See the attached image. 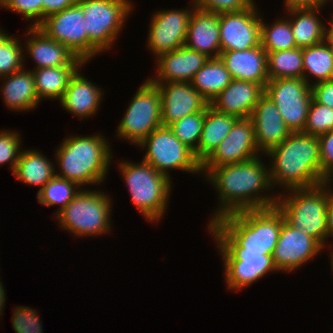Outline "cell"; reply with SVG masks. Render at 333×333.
Listing matches in <instances>:
<instances>
[{
    "label": "cell",
    "instance_id": "obj_26",
    "mask_svg": "<svg viewBox=\"0 0 333 333\" xmlns=\"http://www.w3.org/2000/svg\"><path fill=\"white\" fill-rule=\"evenodd\" d=\"M3 79L0 92L3 101L8 109L15 112L32 110L40 103L35 90V79L32 71L21 70L12 73L9 76L1 77Z\"/></svg>",
    "mask_w": 333,
    "mask_h": 333
},
{
    "label": "cell",
    "instance_id": "obj_48",
    "mask_svg": "<svg viewBox=\"0 0 333 333\" xmlns=\"http://www.w3.org/2000/svg\"><path fill=\"white\" fill-rule=\"evenodd\" d=\"M3 283H1V280H0V315L2 316L3 314V310L5 308V302H6V292L4 290V287L2 285Z\"/></svg>",
    "mask_w": 333,
    "mask_h": 333
},
{
    "label": "cell",
    "instance_id": "obj_44",
    "mask_svg": "<svg viewBox=\"0 0 333 333\" xmlns=\"http://www.w3.org/2000/svg\"><path fill=\"white\" fill-rule=\"evenodd\" d=\"M311 92L315 102L333 109V79L312 85Z\"/></svg>",
    "mask_w": 333,
    "mask_h": 333
},
{
    "label": "cell",
    "instance_id": "obj_51",
    "mask_svg": "<svg viewBox=\"0 0 333 333\" xmlns=\"http://www.w3.org/2000/svg\"><path fill=\"white\" fill-rule=\"evenodd\" d=\"M10 34L3 32L0 28V47L11 37Z\"/></svg>",
    "mask_w": 333,
    "mask_h": 333
},
{
    "label": "cell",
    "instance_id": "obj_9",
    "mask_svg": "<svg viewBox=\"0 0 333 333\" xmlns=\"http://www.w3.org/2000/svg\"><path fill=\"white\" fill-rule=\"evenodd\" d=\"M116 135L136 147L161 124L162 98L158 87L147 79L133 95Z\"/></svg>",
    "mask_w": 333,
    "mask_h": 333
},
{
    "label": "cell",
    "instance_id": "obj_32",
    "mask_svg": "<svg viewBox=\"0 0 333 333\" xmlns=\"http://www.w3.org/2000/svg\"><path fill=\"white\" fill-rule=\"evenodd\" d=\"M232 77L220 57L209 58L200 68L191 84L208 101L211 102L231 82Z\"/></svg>",
    "mask_w": 333,
    "mask_h": 333
},
{
    "label": "cell",
    "instance_id": "obj_46",
    "mask_svg": "<svg viewBox=\"0 0 333 333\" xmlns=\"http://www.w3.org/2000/svg\"><path fill=\"white\" fill-rule=\"evenodd\" d=\"M328 238L333 237V191L328 194L327 204Z\"/></svg>",
    "mask_w": 333,
    "mask_h": 333
},
{
    "label": "cell",
    "instance_id": "obj_4",
    "mask_svg": "<svg viewBox=\"0 0 333 333\" xmlns=\"http://www.w3.org/2000/svg\"><path fill=\"white\" fill-rule=\"evenodd\" d=\"M92 135V136H91ZM74 135L64 138L56 148L59 171L56 176L67 179L79 186L103 183L110 168L112 150L105 136L91 134Z\"/></svg>",
    "mask_w": 333,
    "mask_h": 333
},
{
    "label": "cell",
    "instance_id": "obj_52",
    "mask_svg": "<svg viewBox=\"0 0 333 333\" xmlns=\"http://www.w3.org/2000/svg\"><path fill=\"white\" fill-rule=\"evenodd\" d=\"M332 180H333V170L327 175L324 183L330 188L331 187V183L333 182Z\"/></svg>",
    "mask_w": 333,
    "mask_h": 333
},
{
    "label": "cell",
    "instance_id": "obj_22",
    "mask_svg": "<svg viewBox=\"0 0 333 333\" xmlns=\"http://www.w3.org/2000/svg\"><path fill=\"white\" fill-rule=\"evenodd\" d=\"M27 39L23 45V54H28L34 60L35 67L82 66L84 63L76 57L66 46L49 38L38 27H29Z\"/></svg>",
    "mask_w": 333,
    "mask_h": 333
},
{
    "label": "cell",
    "instance_id": "obj_12",
    "mask_svg": "<svg viewBox=\"0 0 333 333\" xmlns=\"http://www.w3.org/2000/svg\"><path fill=\"white\" fill-rule=\"evenodd\" d=\"M224 262V281L231 291L245 289L264 275L277 272L272 255L243 252V248H218Z\"/></svg>",
    "mask_w": 333,
    "mask_h": 333
},
{
    "label": "cell",
    "instance_id": "obj_47",
    "mask_svg": "<svg viewBox=\"0 0 333 333\" xmlns=\"http://www.w3.org/2000/svg\"><path fill=\"white\" fill-rule=\"evenodd\" d=\"M329 0H303V7H320L324 8Z\"/></svg>",
    "mask_w": 333,
    "mask_h": 333
},
{
    "label": "cell",
    "instance_id": "obj_34",
    "mask_svg": "<svg viewBox=\"0 0 333 333\" xmlns=\"http://www.w3.org/2000/svg\"><path fill=\"white\" fill-rule=\"evenodd\" d=\"M261 46L266 52L297 48L288 17L277 19L270 26L262 18Z\"/></svg>",
    "mask_w": 333,
    "mask_h": 333
},
{
    "label": "cell",
    "instance_id": "obj_39",
    "mask_svg": "<svg viewBox=\"0 0 333 333\" xmlns=\"http://www.w3.org/2000/svg\"><path fill=\"white\" fill-rule=\"evenodd\" d=\"M21 143V135L18 131H0V166L9 163L11 171L14 172L22 151Z\"/></svg>",
    "mask_w": 333,
    "mask_h": 333
},
{
    "label": "cell",
    "instance_id": "obj_6",
    "mask_svg": "<svg viewBox=\"0 0 333 333\" xmlns=\"http://www.w3.org/2000/svg\"><path fill=\"white\" fill-rule=\"evenodd\" d=\"M136 209L145 220L157 223L163 218L172 189V178L157 171L152 165L123 161L118 163Z\"/></svg>",
    "mask_w": 333,
    "mask_h": 333
},
{
    "label": "cell",
    "instance_id": "obj_19",
    "mask_svg": "<svg viewBox=\"0 0 333 333\" xmlns=\"http://www.w3.org/2000/svg\"><path fill=\"white\" fill-rule=\"evenodd\" d=\"M251 119L256 145L261 154L265 155L270 149L280 145L292 133L276 104L265 93L254 107Z\"/></svg>",
    "mask_w": 333,
    "mask_h": 333
},
{
    "label": "cell",
    "instance_id": "obj_16",
    "mask_svg": "<svg viewBox=\"0 0 333 333\" xmlns=\"http://www.w3.org/2000/svg\"><path fill=\"white\" fill-rule=\"evenodd\" d=\"M182 10H161L151 16L147 46L153 55H160L178 49L185 44L190 17L196 8Z\"/></svg>",
    "mask_w": 333,
    "mask_h": 333
},
{
    "label": "cell",
    "instance_id": "obj_41",
    "mask_svg": "<svg viewBox=\"0 0 333 333\" xmlns=\"http://www.w3.org/2000/svg\"><path fill=\"white\" fill-rule=\"evenodd\" d=\"M42 6V0H2L1 5L2 8L24 16L26 21L34 18L29 27H38L42 23Z\"/></svg>",
    "mask_w": 333,
    "mask_h": 333
},
{
    "label": "cell",
    "instance_id": "obj_3",
    "mask_svg": "<svg viewBox=\"0 0 333 333\" xmlns=\"http://www.w3.org/2000/svg\"><path fill=\"white\" fill-rule=\"evenodd\" d=\"M270 181L276 187L312 188L324 184L321 175L319 141L302 132L291 133L280 145L270 149ZM272 166V167H271ZM279 185V186H278Z\"/></svg>",
    "mask_w": 333,
    "mask_h": 333
},
{
    "label": "cell",
    "instance_id": "obj_43",
    "mask_svg": "<svg viewBox=\"0 0 333 333\" xmlns=\"http://www.w3.org/2000/svg\"><path fill=\"white\" fill-rule=\"evenodd\" d=\"M317 138L319 141L321 175L326 179L327 175L333 170V130Z\"/></svg>",
    "mask_w": 333,
    "mask_h": 333
},
{
    "label": "cell",
    "instance_id": "obj_25",
    "mask_svg": "<svg viewBox=\"0 0 333 333\" xmlns=\"http://www.w3.org/2000/svg\"><path fill=\"white\" fill-rule=\"evenodd\" d=\"M72 75L68 87L59 101L70 114H74L81 119L90 118L99 110V106L104 96L102 89L80 74V70ZM79 70V71H78ZM98 87V88H97Z\"/></svg>",
    "mask_w": 333,
    "mask_h": 333
},
{
    "label": "cell",
    "instance_id": "obj_17",
    "mask_svg": "<svg viewBox=\"0 0 333 333\" xmlns=\"http://www.w3.org/2000/svg\"><path fill=\"white\" fill-rule=\"evenodd\" d=\"M324 248L315 238L294 228L284 220L272 254L273 262L278 271L283 273L297 271Z\"/></svg>",
    "mask_w": 333,
    "mask_h": 333
},
{
    "label": "cell",
    "instance_id": "obj_13",
    "mask_svg": "<svg viewBox=\"0 0 333 333\" xmlns=\"http://www.w3.org/2000/svg\"><path fill=\"white\" fill-rule=\"evenodd\" d=\"M38 28L49 38L66 46L84 63L89 62V36L81 6L77 2L46 17Z\"/></svg>",
    "mask_w": 333,
    "mask_h": 333
},
{
    "label": "cell",
    "instance_id": "obj_30",
    "mask_svg": "<svg viewBox=\"0 0 333 333\" xmlns=\"http://www.w3.org/2000/svg\"><path fill=\"white\" fill-rule=\"evenodd\" d=\"M82 66L45 67L31 70L35 79V90L41 102L61 100L72 75Z\"/></svg>",
    "mask_w": 333,
    "mask_h": 333
},
{
    "label": "cell",
    "instance_id": "obj_7",
    "mask_svg": "<svg viewBox=\"0 0 333 333\" xmlns=\"http://www.w3.org/2000/svg\"><path fill=\"white\" fill-rule=\"evenodd\" d=\"M100 190H80L56 215L59 226L73 236H96L111 232V198Z\"/></svg>",
    "mask_w": 333,
    "mask_h": 333
},
{
    "label": "cell",
    "instance_id": "obj_31",
    "mask_svg": "<svg viewBox=\"0 0 333 333\" xmlns=\"http://www.w3.org/2000/svg\"><path fill=\"white\" fill-rule=\"evenodd\" d=\"M309 75L315 78L314 82L311 83ZM303 79L310 86L333 79V45L326 39L316 45L303 48Z\"/></svg>",
    "mask_w": 333,
    "mask_h": 333
},
{
    "label": "cell",
    "instance_id": "obj_29",
    "mask_svg": "<svg viewBox=\"0 0 333 333\" xmlns=\"http://www.w3.org/2000/svg\"><path fill=\"white\" fill-rule=\"evenodd\" d=\"M53 163L38 150H23L12 174L23 184L39 185V192L56 175Z\"/></svg>",
    "mask_w": 333,
    "mask_h": 333
},
{
    "label": "cell",
    "instance_id": "obj_53",
    "mask_svg": "<svg viewBox=\"0 0 333 333\" xmlns=\"http://www.w3.org/2000/svg\"><path fill=\"white\" fill-rule=\"evenodd\" d=\"M330 264H331V270L333 271V249L331 250V254H330Z\"/></svg>",
    "mask_w": 333,
    "mask_h": 333
},
{
    "label": "cell",
    "instance_id": "obj_45",
    "mask_svg": "<svg viewBox=\"0 0 333 333\" xmlns=\"http://www.w3.org/2000/svg\"><path fill=\"white\" fill-rule=\"evenodd\" d=\"M42 22L43 20L55 13L61 12L66 8L74 5L77 0H42Z\"/></svg>",
    "mask_w": 333,
    "mask_h": 333
},
{
    "label": "cell",
    "instance_id": "obj_23",
    "mask_svg": "<svg viewBox=\"0 0 333 333\" xmlns=\"http://www.w3.org/2000/svg\"><path fill=\"white\" fill-rule=\"evenodd\" d=\"M219 57L232 79L255 82L265 89L269 81L267 52L261 45L242 51L221 52Z\"/></svg>",
    "mask_w": 333,
    "mask_h": 333
},
{
    "label": "cell",
    "instance_id": "obj_15",
    "mask_svg": "<svg viewBox=\"0 0 333 333\" xmlns=\"http://www.w3.org/2000/svg\"><path fill=\"white\" fill-rule=\"evenodd\" d=\"M260 153L252 119H238L229 134L201 164V172L205 175L210 169L245 162L258 157Z\"/></svg>",
    "mask_w": 333,
    "mask_h": 333
},
{
    "label": "cell",
    "instance_id": "obj_20",
    "mask_svg": "<svg viewBox=\"0 0 333 333\" xmlns=\"http://www.w3.org/2000/svg\"><path fill=\"white\" fill-rule=\"evenodd\" d=\"M206 54L182 46L160 55L157 59V71L151 82H189L196 72L209 60Z\"/></svg>",
    "mask_w": 333,
    "mask_h": 333
},
{
    "label": "cell",
    "instance_id": "obj_49",
    "mask_svg": "<svg viewBox=\"0 0 333 333\" xmlns=\"http://www.w3.org/2000/svg\"><path fill=\"white\" fill-rule=\"evenodd\" d=\"M285 8L289 7H303V0H284Z\"/></svg>",
    "mask_w": 333,
    "mask_h": 333
},
{
    "label": "cell",
    "instance_id": "obj_1",
    "mask_svg": "<svg viewBox=\"0 0 333 333\" xmlns=\"http://www.w3.org/2000/svg\"><path fill=\"white\" fill-rule=\"evenodd\" d=\"M260 157L261 155L245 162L215 167L205 174L206 181L219 194V206L212 213L209 223L230 213L276 205L278 197L267 194L273 187L269 168Z\"/></svg>",
    "mask_w": 333,
    "mask_h": 333
},
{
    "label": "cell",
    "instance_id": "obj_50",
    "mask_svg": "<svg viewBox=\"0 0 333 333\" xmlns=\"http://www.w3.org/2000/svg\"><path fill=\"white\" fill-rule=\"evenodd\" d=\"M330 27L326 28V40L330 43L333 44V16L331 21L329 20Z\"/></svg>",
    "mask_w": 333,
    "mask_h": 333
},
{
    "label": "cell",
    "instance_id": "obj_38",
    "mask_svg": "<svg viewBox=\"0 0 333 333\" xmlns=\"http://www.w3.org/2000/svg\"><path fill=\"white\" fill-rule=\"evenodd\" d=\"M19 38L11 36L0 47V78L21 70L25 65L23 46ZM21 44V45H20Z\"/></svg>",
    "mask_w": 333,
    "mask_h": 333
},
{
    "label": "cell",
    "instance_id": "obj_21",
    "mask_svg": "<svg viewBox=\"0 0 333 333\" xmlns=\"http://www.w3.org/2000/svg\"><path fill=\"white\" fill-rule=\"evenodd\" d=\"M265 89L258 83L232 79L230 84L211 100L214 110L238 119L251 118L254 107Z\"/></svg>",
    "mask_w": 333,
    "mask_h": 333
},
{
    "label": "cell",
    "instance_id": "obj_10",
    "mask_svg": "<svg viewBox=\"0 0 333 333\" xmlns=\"http://www.w3.org/2000/svg\"><path fill=\"white\" fill-rule=\"evenodd\" d=\"M146 148L143 161L157 171L171 178L169 170H180L201 174V163L194 151L182 143L168 126H160L148 135L139 145Z\"/></svg>",
    "mask_w": 333,
    "mask_h": 333
},
{
    "label": "cell",
    "instance_id": "obj_8",
    "mask_svg": "<svg viewBox=\"0 0 333 333\" xmlns=\"http://www.w3.org/2000/svg\"><path fill=\"white\" fill-rule=\"evenodd\" d=\"M89 36V61L112 48L133 10L130 0H77Z\"/></svg>",
    "mask_w": 333,
    "mask_h": 333
},
{
    "label": "cell",
    "instance_id": "obj_11",
    "mask_svg": "<svg viewBox=\"0 0 333 333\" xmlns=\"http://www.w3.org/2000/svg\"><path fill=\"white\" fill-rule=\"evenodd\" d=\"M265 94L276 104L292 133L303 132L312 101L311 86L303 78L269 80Z\"/></svg>",
    "mask_w": 333,
    "mask_h": 333
},
{
    "label": "cell",
    "instance_id": "obj_35",
    "mask_svg": "<svg viewBox=\"0 0 333 333\" xmlns=\"http://www.w3.org/2000/svg\"><path fill=\"white\" fill-rule=\"evenodd\" d=\"M81 188L76 183L55 175L37 193V199L44 206L59 205L58 211L55 212L57 214L78 194Z\"/></svg>",
    "mask_w": 333,
    "mask_h": 333
},
{
    "label": "cell",
    "instance_id": "obj_24",
    "mask_svg": "<svg viewBox=\"0 0 333 333\" xmlns=\"http://www.w3.org/2000/svg\"><path fill=\"white\" fill-rule=\"evenodd\" d=\"M184 46L210 58L219 57V14L195 8L189 20Z\"/></svg>",
    "mask_w": 333,
    "mask_h": 333
},
{
    "label": "cell",
    "instance_id": "obj_42",
    "mask_svg": "<svg viewBox=\"0 0 333 333\" xmlns=\"http://www.w3.org/2000/svg\"><path fill=\"white\" fill-rule=\"evenodd\" d=\"M194 1V2H193ZM197 9L213 12L216 14L236 12L252 7L254 0H193Z\"/></svg>",
    "mask_w": 333,
    "mask_h": 333
},
{
    "label": "cell",
    "instance_id": "obj_14",
    "mask_svg": "<svg viewBox=\"0 0 333 333\" xmlns=\"http://www.w3.org/2000/svg\"><path fill=\"white\" fill-rule=\"evenodd\" d=\"M255 5L219 14L221 52L242 51L261 45L262 14Z\"/></svg>",
    "mask_w": 333,
    "mask_h": 333
},
{
    "label": "cell",
    "instance_id": "obj_40",
    "mask_svg": "<svg viewBox=\"0 0 333 333\" xmlns=\"http://www.w3.org/2000/svg\"><path fill=\"white\" fill-rule=\"evenodd\" d=\"M12 326L16 333H43L42 322L36 309L28 306H17L13 310Z\"/></svg>",
    "mask_w": 333,
    "mask_h": 333
},
{
    "label": "cell",
    "instance_id": "obj_36",
    "mask_svg": "<svg viewBox=\"0 0 333 333\" xmlns=\"http://www.w3.org/2000/svg\"><path fill=\"white\" fill-rule=\"evenodd\" d=\"M205 113L206 108L201 112L185 116L169 126L174 135L192 151L198 148L205 121Z\"/></svg>",
    "mask_w": 333,
    "mask_h": 333
},
{
    "label": "cell",
    "instance_id": "obj_5",
    "mask_svg": "<svg viewBox=\"0 0 333 333\" xmlns=\"http://www.w3.org/2000/svg\"><path fill=\"white\" fill-rule=\"evenodd\" d=\"M289 191V192H288ZM332 191L325 183L301 189L277 193L276 207L284 220L294 228L315 238L323 247L328 239L327 204Z\"/></svg>",
    "mask_w": 333,
    "mask_h": 333
},
{
    "label": "cell",
    "instance_id": "obj_2",
    "mask_svg": "<svg viewBox=\"0 0 333 333\" xmlns=\"http://www.w3.org/2000/svg\"><path fill=\"white\" fill-rule=\"evenodd\" d=\"M283 214L276 207L230 213L208 224L217 248L272 255L279 239Z\"/></svg>",
    "mask_w": 333,
    "mask_h": 333
},
{
    "label": "cell",
    "instance_id": "obj_33",
    "mask_svg": "<svg viewBox=\"0 0 333 333\" xmlns=\"http://www.w3.org/2000/svg\"><path fill=\"white\" fill-rule=\"evenodd\" d=\"M269 80L303 78V48L267 52Z\"/></svg>",
    "mask_w": 333,
    "mask_h": 333
},
{
    "label": "cell",
    "instance_id": "obj_18",
    "mask_svg": "<svg viewBox=\"0 0 333 333\" xmlns=\"http://www.w3.org/2000/svg\"><path fill=\"white\" fill-rule=\"evenodd\" d=\"M162 98L161 124L170 126L185 116L201 112L208 101L189 82H152Z\"/></svg>",
    "mask_w": 333,
    "mask_h": 333
},
{
    "label": "cell",
    "instance_id": "obj_27",
    "mask_svg": "<svg viewBox=\"0 0 333 333\" xmlns=\"http://www.w3.org/2000/svg\"><path fill=\"white\" fill-rule=\"evenodd\" d=\"M320 7H289L286 14L298 48L310 47L326 39V24L318 16Z\"/></svg>",
    "mask_w": 333,
    "mask_h": 333
},
{
    "label": "cell",
    "instance_id": "obj_28",
    "mask_svg": "<svg viewBox=\"0 0 333 333\" xmlns=\"http://www.w3.org/2000/svg\"><path fill=\"white\" fill-rule=\"evenodd\" d=\"M237 117L220 113L209 105L206 107L205 121L195 157L202 164L229 134Z\"/></svg>",
    "mask_w": 333,
    "mask_h": 333
},
{
    "label": "cell",
    "instance_id": "obj_37",
    "mask_svg": "<svg viewBox=\"0 0 333 333\" xmlns=\"http://www.w3.org/2000/svg\"><path fill=\"white\" fill-rule=\"evenodd\" d=\"M333 130V109L319 104L313 99L310 103L306 125L302 133L319 137Z\"/></svg>",
    "mask_w": 333,
    "mask_h": 333
}]
</instances>
